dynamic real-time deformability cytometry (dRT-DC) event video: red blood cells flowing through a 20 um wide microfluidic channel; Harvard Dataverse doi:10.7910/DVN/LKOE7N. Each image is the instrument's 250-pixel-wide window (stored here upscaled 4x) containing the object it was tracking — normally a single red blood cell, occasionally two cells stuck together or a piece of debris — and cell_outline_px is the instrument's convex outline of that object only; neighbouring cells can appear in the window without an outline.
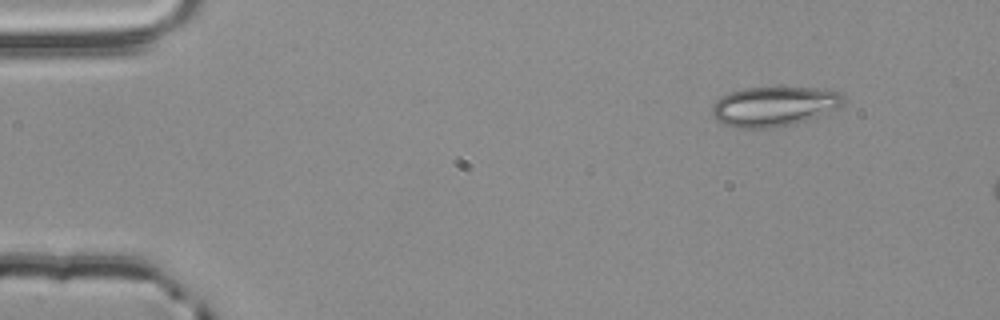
{"species": "common noctule bat (a hibernating species)", "species_latin": "Nyctalus noctula", "temperature_condition": "room temperature", "stored_images_in_passage": 3, "camera_frame_rate_fps": 3000, "um_per_image_px": 0.085, "animal": {"sex": "male", "body_mass_g": 20.4}, "frame": {"image": 1, "passage_image": 1, "time_ms": 0.0, "image_size_px": [1000, 320], "cell_outline_px": [[844, 104], [836, 108], [816, 116], [792, 124], [772, 128], [736, 128], [724, 124], [716, 120], [712, 112], [712, 108], [716, 100], [720, 96], [728, 92], [744, 88], [836, 88], [844, 96]], "centroid_in_image_um": [65.8, 9.02], "position_along_channel_um": 19.2, "area_um2": 30.46}}